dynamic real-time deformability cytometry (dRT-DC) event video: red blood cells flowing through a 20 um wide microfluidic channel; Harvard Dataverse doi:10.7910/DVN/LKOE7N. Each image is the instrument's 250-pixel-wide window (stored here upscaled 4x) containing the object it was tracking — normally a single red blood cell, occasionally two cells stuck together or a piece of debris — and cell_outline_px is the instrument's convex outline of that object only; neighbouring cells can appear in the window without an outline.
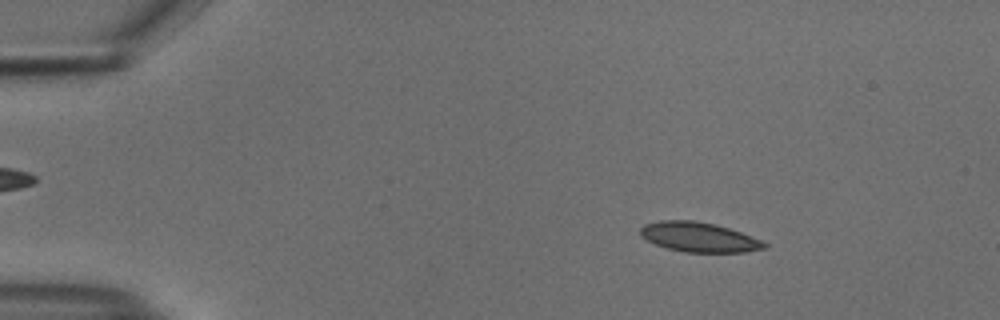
{"species": "common noctule bat (a hibernating species)", "species_latin": "Nyctalus noctula", "temperature_condition": "cold", "stored_images_in_passage": 54, "camera_frame_rate_fps": 3000, "um_per_image_px": 0.085, "animal": {"sex": "male", "body_mass_g": 18.8}, "frame": {"image": 1, "passage_image": 8, "time_ms": 2.333, "image_size_px": [1000, 320], "cell_outline_px": [[768, 248], [744, 252], [684, 252], [668, 248], [656, 244], [640, 236], [640, 228], [644, 224], [660, 220], [692, 220], [716, 224], [740, 232], [760, 240], [768, 244]], "centroid_in_image_um": [59.4, 20.15], "position_along_channel_um": 25.6, "area_um2": 21.39}}
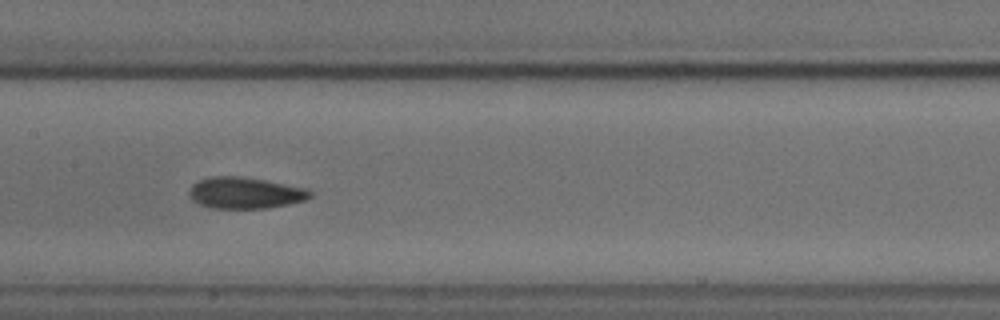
{"frame": {"image": 2, "passage_image": 27, "time_ms": 8.667, "image_size_px": [1000, 320], "cell_outline_px": [[312, 196], [308, 200], [268, 208], [212, 208], [200, 204], [192, 200], [188, 192], [192, 184], [200, 180], [212, 176], [240, 176], [264, 180], [308, 188], [312, 192]], "centroid_in_image_um": [20.86, 16.4], "position_along_channel_um": 186.5, "area_um2": 22.2}}
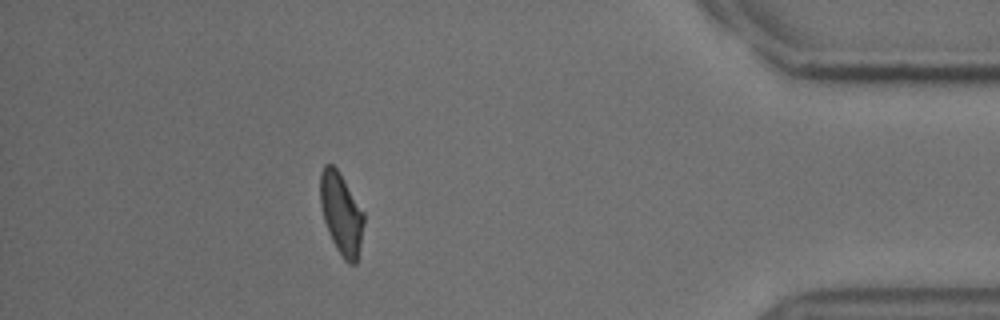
{"frame": {"image": 3, "passage_image": 48, "time_ms": 15.667, "image_size_px": [1000, 320], "cell_outline_px": [[364, 224], [356, 264], [348, 264], [344, 260], [336, 248], [328, 232], [324, 220], [320, 204], [320, 172], [324, 164], [332, 164], [336, 168], [364, 212]], "centroid_in_image_um": [28.99, 18.17], "position_along_channel_um": 406.2, "area_um2": 20.58}, "authors_computed_cell_mechanics": {"area_um2": 21.5016, "velocity_mm_per_s": 3.7375, "shape_relaxation_time_tau1_ms": 5.2817, "shape_relaxation_time_tau2_ms": 2.2181, "deformation_change_tau1": 0.1175, "deformation_change_tau2": 0.0765}}